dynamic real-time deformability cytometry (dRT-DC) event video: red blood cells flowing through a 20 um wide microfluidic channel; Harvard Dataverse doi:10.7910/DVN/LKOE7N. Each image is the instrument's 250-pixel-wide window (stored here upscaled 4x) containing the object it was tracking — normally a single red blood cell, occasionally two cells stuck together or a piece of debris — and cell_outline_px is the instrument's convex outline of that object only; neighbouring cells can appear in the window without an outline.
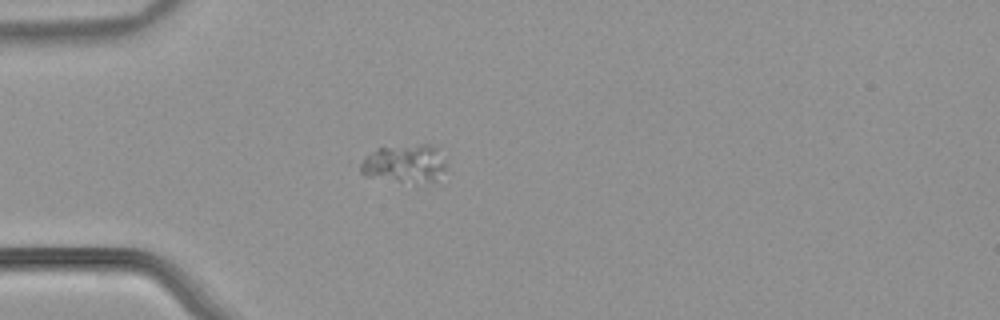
{"species": "common noctule bat (a hibernating species)", "species_latin": "Nyctalus noctula", "temperature_condition": "warm", "stored_images_in_passage": 39, "camera_frame_rate_fps": 3000, "um_per_image_px": 0.085, "animal": {"sex": "male", "body_mass_g": 21.5, "forearm_length_mm": 52.0}, "frame": {"image": 1, "passage_image": 1, "time_ms": 0.0, "image_size_px": [1000, 320], "cell_outline_px": [[444, 172], [436, 180], [396, 180], [364, 176], [360, 172], [360, 164], [364, 156], [376, 148], [420, 144], [428, 144], [436, 148], [444, 160]], "centroid_in_image_um": [34.32, 13.86], "position_along_channel_um": 50.7, "area_um2": 18.5}}
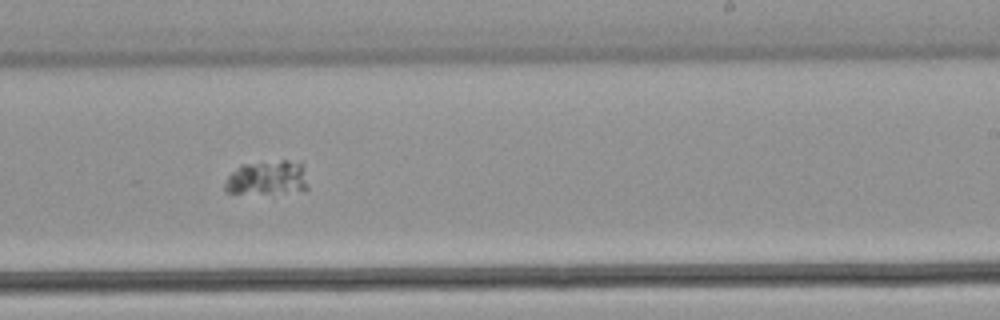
{"frame": {"image": 2, "passage_image": 19, "time_ms": 6.0, "image_size_px": [1000, 320], "cell_outline_px": [[308, 188], [304, 192], [224, 192], [224, 184], [228, 176], [240, 164], [280, 160], [304, 160], [308, 184]], "centroid_in_image_um": [22.82, 15.07], "position_along_channel_um": 266.2, "area_um2": 16.99}}
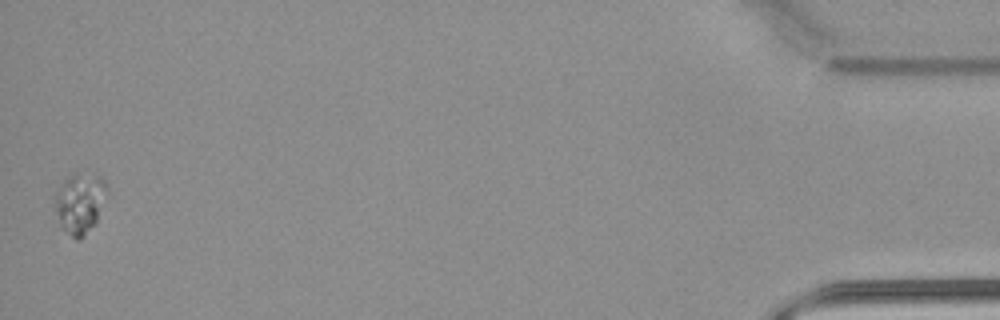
{"frame": {"image": 3, "passage_image": 39, "time_ms": 12.667, "image_size_px": [1000, 320], "cell_outline_px": [[108, 196], [96, 220], [84, 236], [80, 240], [76, 240], [60, 228], [56, 208], [56, 192], [64, 180], [72, 172], [100, 176], [104, 180], [108, 188]], "centroid_in_image_um": [6.81, 17.25], "position_along_channel_um": 428.4, "area_um2": 18.38}}